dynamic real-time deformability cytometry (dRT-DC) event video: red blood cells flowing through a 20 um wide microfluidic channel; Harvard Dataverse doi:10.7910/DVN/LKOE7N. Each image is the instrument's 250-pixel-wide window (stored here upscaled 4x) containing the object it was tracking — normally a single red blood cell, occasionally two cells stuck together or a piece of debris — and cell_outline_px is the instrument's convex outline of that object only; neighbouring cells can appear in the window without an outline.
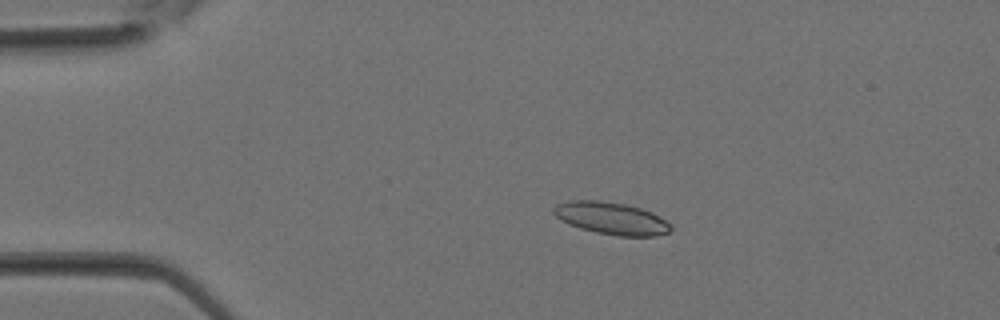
{"species": "Egyptian fruit bat (a non-hibernating species)", "species_latin": "Rousettus aegyptiacus", "temperature_condition": "room temperature", "stored_images_in_passage": 34, "camera_frame_rate_fps": 3000, "um_per_image_px": 0.085, "animal": {"sex": "female"}, "frame": {"image": 1, "passage_image": 7, "time_ms": 2.0, "image_size_px": [1000, 320], "cell_outline_px": [[672, 228], [668, 232], [656, 236], [616, 236], [596, 232], [580, 228], [568, 224], [560, 220], [552, 212], [552, 208], [556, 204], [568, 200], [600, 200], [624, 204], [640, 208], [652, 212], [672, 224]], "centroid_in_image_um": [51.94, 18.55], "position_along_channel_um": 33.1, "area_um2": 22.2}}
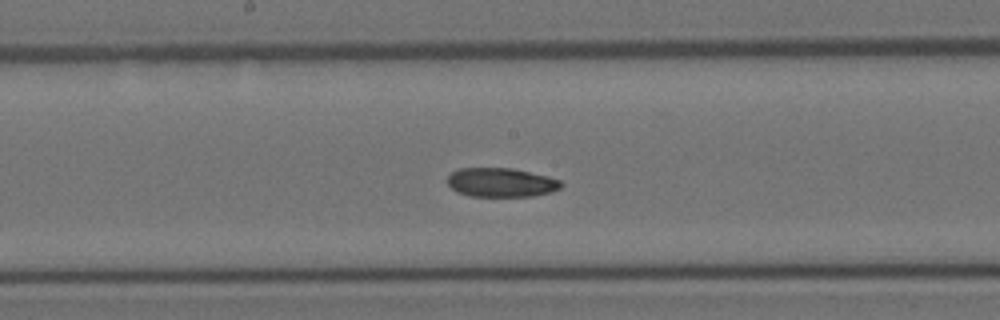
{"frame": {"image": 2, "passage_image": 18, "time_ms": 5.667, "image_size_px": [1000, 320], "cell_outline_px": [[564, 184], [560, 188], [552, 192], [532, 196], [468, 196], [456, 192], [448, 184], [448, 176], [452, 172], [460, 168], [512, 168], [548, 176], [560, 180]], "centroid_in_image_um": [42.6, 15.51], "position_along_channel_um": 205.6, "area_um2": 19.31}}
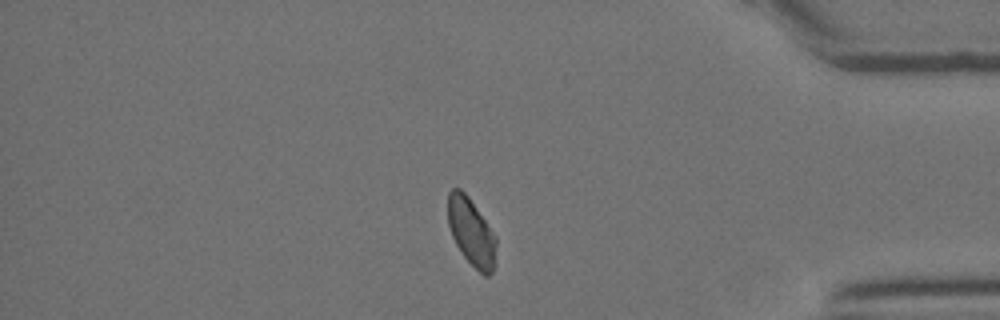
{"frame": {"image": 3, "passage_image": 29, "time_ms": 9.333, "image_size_px": [1000, 320], "cell_outline_px": [[496, 244], [492, 272], [488, 276], [484, 276], [464, 256], [456, 244], [452, 236], [448, 224], [448, 192], [452, 188], [460, 188], [468, 196], [496, 236]], "centroid_in_image_um": [40.04, 19.69], "position_along_channel_um": 395.2, "area_um2": 18.67}}